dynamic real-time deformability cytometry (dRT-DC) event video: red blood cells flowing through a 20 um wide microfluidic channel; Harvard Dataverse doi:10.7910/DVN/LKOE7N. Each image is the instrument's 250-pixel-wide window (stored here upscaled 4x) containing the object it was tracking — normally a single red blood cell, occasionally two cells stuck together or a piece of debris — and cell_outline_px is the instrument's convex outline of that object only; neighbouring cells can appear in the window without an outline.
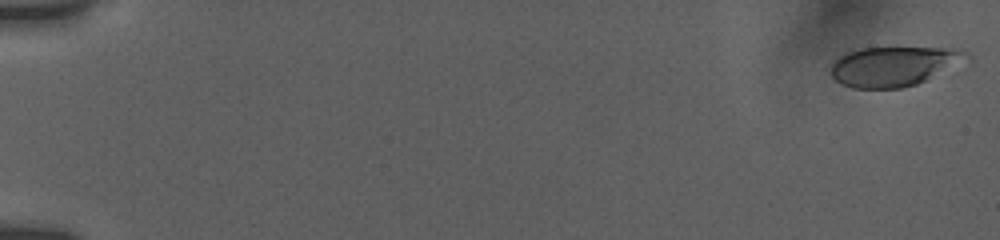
{"species": "human", "species_latin": "Homo sapiens", "temperature_condition": "room temperature", "stored_images_in_passage": 18, "camera_frame_rate_fps": 3000, "um_per_image_px": 0.085, "donor": {"sex": "female"}, "frame": {"image": 1, "passage_image": 1, "time_ms": 0.0, "image_size_px": [1000, 240], "cell_outline_px": [[972, 60], [916, 84], [900, 88], [852, 88], [840, 84], [832, 76], [832, 64], [840, 56], [848, 52], [860, 48], [964, 48], [972, 56]], "centroid_in_image_um": [76.08, 5.62], "position_along_channel_um": 8.9, "area_um2": 31.67}}
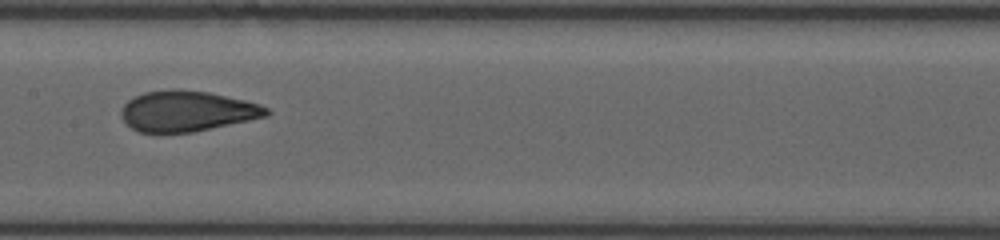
{"frame": {"image": 2, "passage_image": 16, "time_ms": 9.667, "image_size_px": [1000, 240], "cell_outline_px": [[272, 112], [268, 116], [192, 132], [136, 132], [120, 116], [120, 112], [124, 104], [128, 100], [144, 92], [172, 88], [176, 88], [208, 92], [244, 100], [260, 104], [268, 108]], "centroid_in_image_um": [15.89, 9.43], "position_along_channel_um": 191.5, "area_um2": 34.33}}
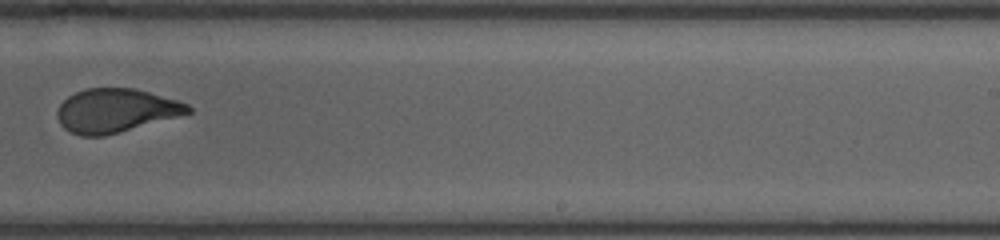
{"frame": {"image": 3, "passage_image": 18, "time_ms": 12.0, "image_size_px": [1000, 240], "cell_outline_px": [[192, 112], [120, 132], [104, 136], [80, 136], [64, 128], [60, 124], [56, 116], [56, 112], [60, 104], [68, 96], [76, 92], [88, 88], [136, 88], [176, 100], [188, 104], [192, 108]], "centroid_in_image_um": [9.81, 9.4], "position_along_channel_um": 279.2, "area_um2": 33.18}}